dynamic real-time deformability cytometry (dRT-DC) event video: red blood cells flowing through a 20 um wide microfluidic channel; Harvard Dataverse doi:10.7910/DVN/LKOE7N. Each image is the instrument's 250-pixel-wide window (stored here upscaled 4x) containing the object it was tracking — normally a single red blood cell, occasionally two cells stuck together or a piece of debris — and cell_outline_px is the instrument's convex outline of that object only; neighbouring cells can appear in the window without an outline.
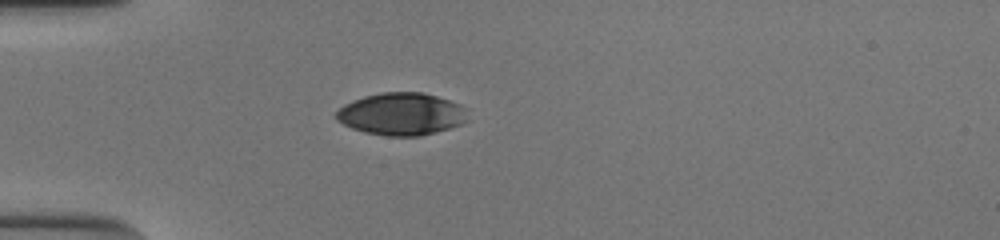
{"species": "human", "species_latin": "Homo sapiens", "temperature_condition": "cold", "stored_images_in_passage": 39, "camera_frame_rate_fps": 3000, "um_per_image_px": 0.085, "donor": {"sex": "male"}, "frame": {"image": 1, "passage_image": 1, "time_ms": 0.0, "image_size_px": [1000, 240], "cell_outline_px": [[464, 120], [460, 124], [448, 128], [420, 136], [388, 136], [364, 132], [352, 128], [336, 120], [336, 112], [344, 104], [352, 100], [364, 96], [380, 92], [424, 92], [460, 104], [464, 108]], "centroid_in_image_um": [34.06, 9.68], "position_along_channel_um": 50.9, "area_um2": 32.14}}
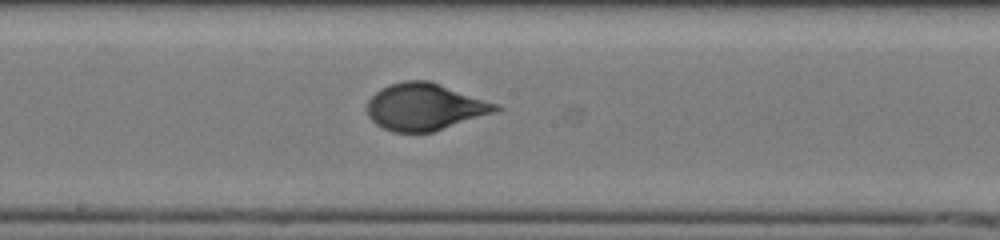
{"frame": {"image": 2, "passage_image": 15, "time_ms": 4.667, "image_size_px": [1000, 240], "cell_outline_px": [[504, 108], [496, 112], [432, 132], [392, 132], [376, 124], [368, 116], [368, 100], [380, 88], [388, 84], [404, 80], [428, 80], [500, 104]], "centroid_in_image_um": [36.13, 9.07], "position_along_channel_um": 212.1, "area_um2": 35.26}}
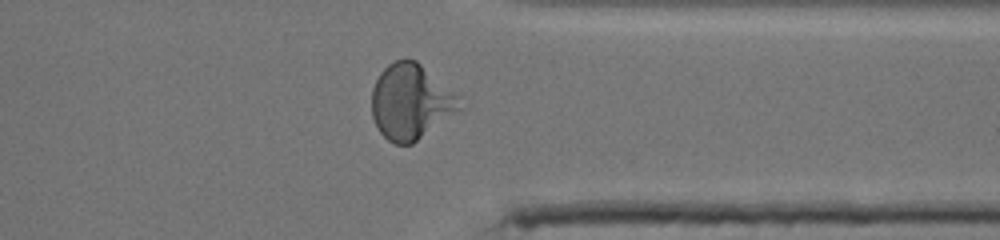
{"frame": {"image": 3, "passage_image": 28, "time_ms": 9.0, "image_size_px": [1000, 240], "cell_outline_px": [[464, 108], [412, 144], [396, 144], [388, 140], [380, 132], [372, 116], [372, 88], [380, 72], [388, 64], [396, 60], [416, 60], [460, 96]], "centroid_in_image_um": [34.94, 8.66], "position_along_channel_um": 376.5, "area_um2": 38.67}, "authors_computed_cell_mechanics": {"area_um2": 34.969, "velocity_mm_per_s": 3.8436, "shape_relaxation_time_tau1_ms": 4.3065, "shape_relaxation_time_tau2_ms": null, "deformation_change_tau1": 0.1934, "deformation_change_tau2": null}}